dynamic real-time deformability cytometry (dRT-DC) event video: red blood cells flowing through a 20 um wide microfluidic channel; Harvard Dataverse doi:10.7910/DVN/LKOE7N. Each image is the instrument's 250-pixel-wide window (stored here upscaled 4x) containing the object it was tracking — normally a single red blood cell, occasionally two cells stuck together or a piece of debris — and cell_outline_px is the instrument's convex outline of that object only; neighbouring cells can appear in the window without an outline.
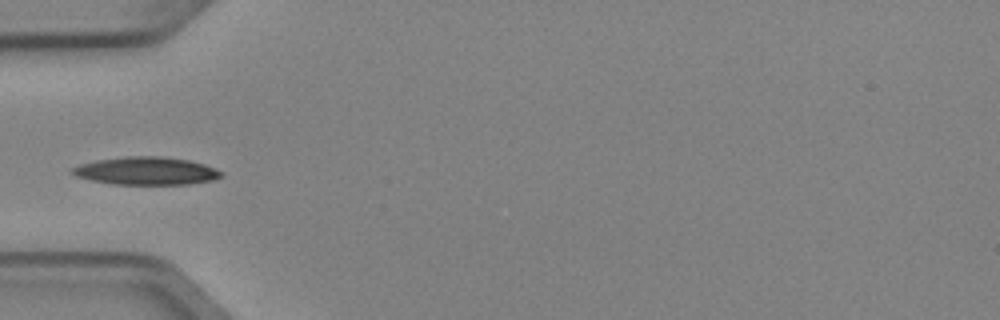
{"species": "Egyptian fruit bat (a non-hibernating species)", "species_latin": "Rousettus aegyptiacus", "temperature_condition": "cold", "stored_images_in_passage": 5, "camera_frame_rate_fps": 3000, "um_per_image_px": 0.085, "animal": {"sex": "female"}, "frame": {"image": 1, "passage_image": 5, "time_ms": 1.333, "image_size_px": [1000, 320], "cell_outline_px": [[224, 176], [212, 180], [188, 184], [112, 184], [92, 180], [76, 176], [68, 172], [72, 168], [80, 164], [96, 160], [124, 156], [164, 156], [188, 160], [204, 164], [224, 172]], "centroid_in_image_um": [12.42, 14.52], "position_along_channel_um": 72.6, "area_um2": 24.28}}